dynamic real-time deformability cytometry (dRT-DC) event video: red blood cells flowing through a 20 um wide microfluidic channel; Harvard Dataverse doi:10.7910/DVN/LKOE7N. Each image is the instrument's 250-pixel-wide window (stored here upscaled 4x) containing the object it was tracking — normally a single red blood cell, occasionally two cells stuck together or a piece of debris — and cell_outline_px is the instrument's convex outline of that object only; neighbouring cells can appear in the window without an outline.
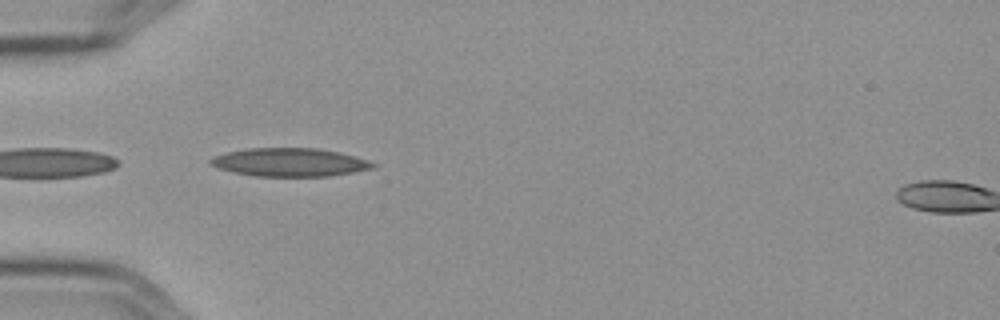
{"species": "Egyptian fruit bat (a non-hibernating species)", "species_latin": "Rousettus aegyptiacus", "temperature_condition": "cold", "stored_images_in_passage": 6, "camera_frame_rate_fps": 3000, "um_per_image_px": 0.085, "frame": {"image": 1, "passage_image": 5, "time_ms": 1.333, "image_size_px": [1000, 320], "cell_outline_px": [[376, 164], [372, 168], [352, 172], [328, 176], [256, 176], [232, 172], [208, 164], [208, 160], [212, 156], [228, 152], [248, 148], [316, 148], [340, 152], [368, 160]], "centroid_in_image_um": [24.58, 13.79], "position_along_channel_um": 60.4, "area_um2": 26.7}}
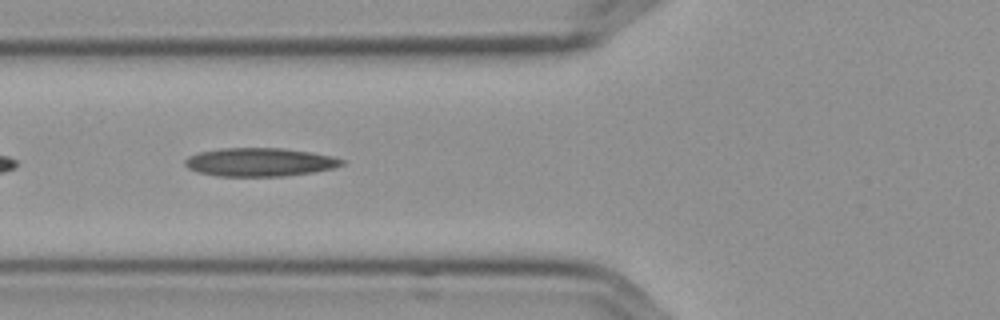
{"frame": {"image": 2, "passage_image": 6, "time_ms": 1.667, "image_size_px": [1000, 320], "cell_outline_px": [[348, 160], [344, 164], [332, 168], [312, 172], [284, 176], [216, 176], [196, 172], [188, 168], [184, 164], [184, 160], [188, 156], [200, 152], [220, 148], [284, 148], [312, 152], [332, 156]], "centroid_in_image_um": [22.08, 13.78], "position_along_channel_um": 103.7, "area_um2": 26.18}}